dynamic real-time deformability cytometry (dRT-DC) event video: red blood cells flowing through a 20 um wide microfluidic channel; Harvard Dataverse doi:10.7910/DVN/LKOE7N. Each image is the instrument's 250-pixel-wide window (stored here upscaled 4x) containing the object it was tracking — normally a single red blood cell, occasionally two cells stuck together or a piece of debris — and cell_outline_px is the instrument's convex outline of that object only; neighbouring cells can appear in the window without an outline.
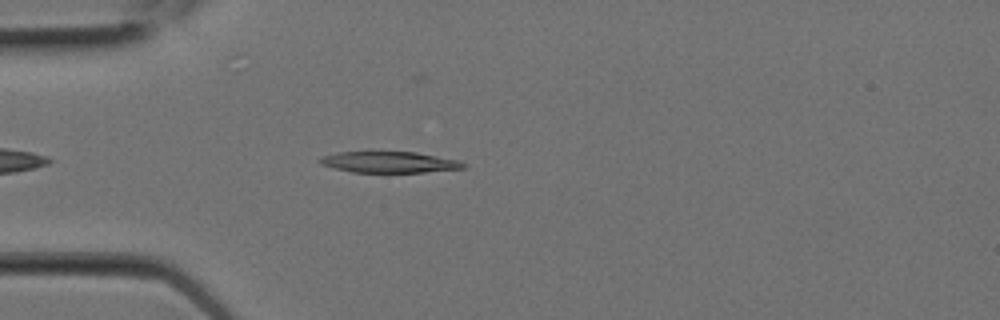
{"species": "Egyptian fruit bat (a non-hibernating species)", "species_latin": "Rousettus aegyptiacus", "temperature_condition": "room temperature", "stored_images_in_passage": 7, "camera_frame_rate_fps": 3000, "um_per_image_px": 0.085, "animal": {"sex": "female"}, "frame": {"image": 1, "passage_image": 4, "time_ms": 1.0, "image_size_px": [1000, 320], "cell_outline_px": [[468, 164], [464, 168], [424, 172], [352, 172], [320, 164], [316, 160], [320, 156], [340, 152], [416, 152], [460, 160]], "centroid_in_image_um": [33.1, 13.78], "position_along_channel_um": 51.9, "area_um2": 17.69}}
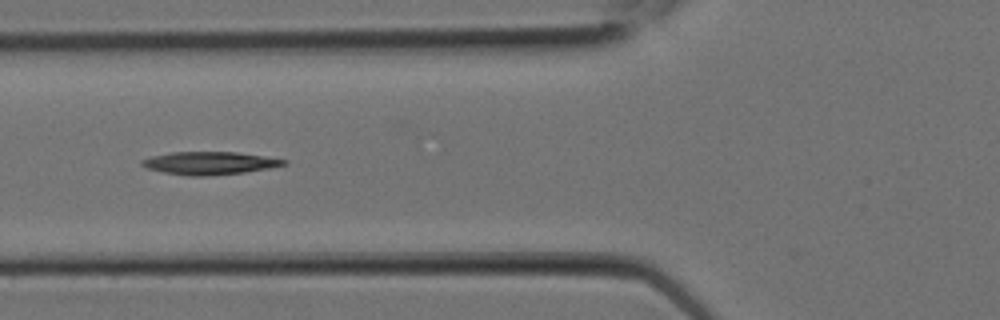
{"frame": {"image": 2, "passage_image": 6, "time_ms": 1.667, "image_size_px": [1000, 320], "cell_outline_px": [[288, 164], [268, 168], [244, 172], [204, 176], [188, 176], [164, 172], [148, 168], [140, 164], [140, 160], [152, 156], [172, 152], [236, 152], [264, 156], [288, 160]], "centroid_in_image_um": [17.81, 13.86], "position_along_channel_um": 108.0, "area_um2": 18.73}}
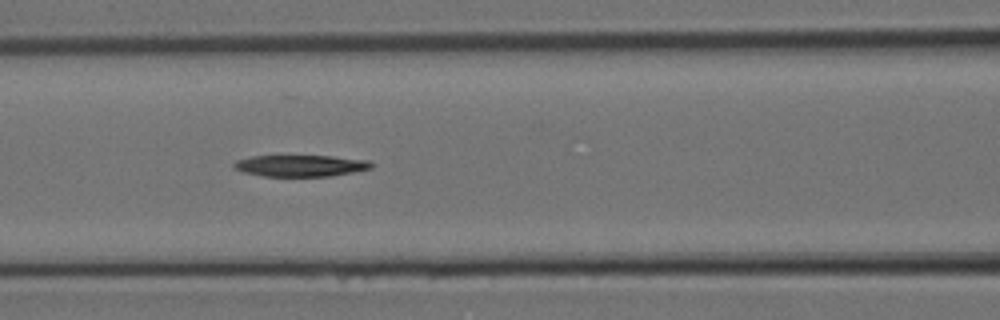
{"frame": {"image": 3, "passage_image": 7, "time_ms": 2.0, "image_size_px": [1000, 320], "cell_outline_px": [[372, 168], [332, 176], [264, 176], [244, 172], [232, 168], [232, 164], [236, 160], [252, 156], [332, 156], [368, 160], [372, 164]], "centroid_in_image_um": [25.52, 14.08], "position_along_channel_um": 141.1, "area_um2": 17.17}}